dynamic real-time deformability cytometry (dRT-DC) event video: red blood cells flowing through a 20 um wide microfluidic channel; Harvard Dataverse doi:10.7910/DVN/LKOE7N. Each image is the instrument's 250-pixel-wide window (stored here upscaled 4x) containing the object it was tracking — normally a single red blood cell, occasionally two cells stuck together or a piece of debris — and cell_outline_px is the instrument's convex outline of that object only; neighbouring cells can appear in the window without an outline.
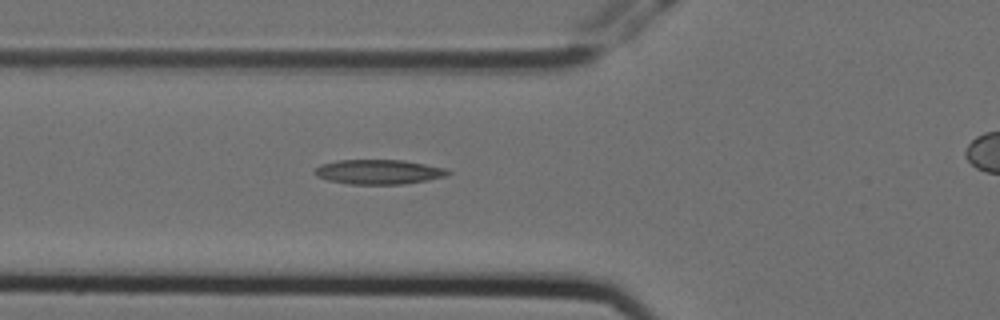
{"species": "Egyptian fruit bat (a non-hibernating species)", "species_latin": "Rousettus aegyptiacus", "temperature_condition": "cold", "stored_images_in_passage": 7, "segment_of_instrument_passage": [1, 2], "camera_frame_rate_fps": 3000, "um_per_image_px": 0.085, "animal": {"sex": "female"}, "frame": {"image": 1, "passage_image": 6, "time_ms": 1.667, "image_size_px": [1000, 320], "cell_outline_px": [[452, 172], [448, 176], [428, 180], [404, 184], [348, 184], [328, 180], [316, 176], [312, 172], [320, 164], [336, 160], [404, 160], [444, 168]], "centroid_in_image_um": [32.17, 14.61], "position_along_channel_um": 93.6, "area_um2": 19.25}}